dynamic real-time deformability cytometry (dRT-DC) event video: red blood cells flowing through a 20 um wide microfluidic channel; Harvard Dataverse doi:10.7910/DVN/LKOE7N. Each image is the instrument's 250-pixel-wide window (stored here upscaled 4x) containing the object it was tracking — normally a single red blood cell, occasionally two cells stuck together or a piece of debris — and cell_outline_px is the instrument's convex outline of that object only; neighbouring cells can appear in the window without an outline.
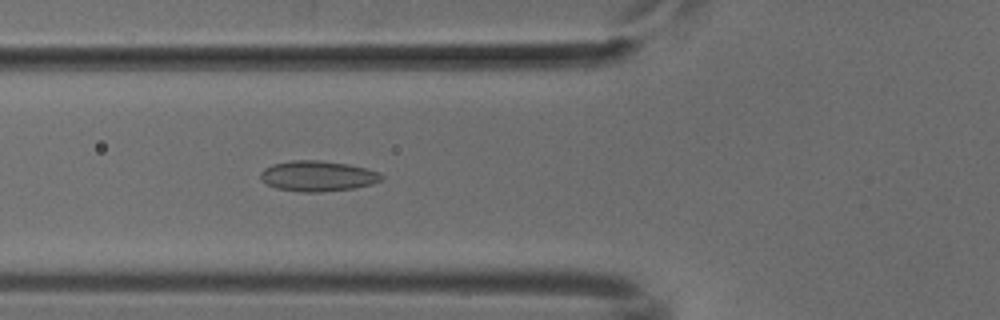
{"species": "common noctule bat (a hibernating species)", "species_latin": "Nyctalus noctula", "temperature_condition": "cold", "stored_images_in_passage": 48, "camera_frame_rate_fps": 3000, "um_per_image_px": 0.085, "animal": {"sex": "male", "body_mass_g": 18.8}, "frame": {"image": 1, "passage_image": 19, "time_ms": 6.0, "image_size_px": [1000, 320], "cell_outline_px": [[384, 176], [380, 180], [372, 184], [356, 188], [320, 192], [300, 192], [276, 188], [268, 184], [260, 176], [260, 172], [264, 168], [272, 164], [292, 160], [316, 160], [348, 164], [380, 172]], "centroid_in_image_um": [27.01, 14.96], "position_along_channel_um": 98.8, "area_um2": 21.44}}
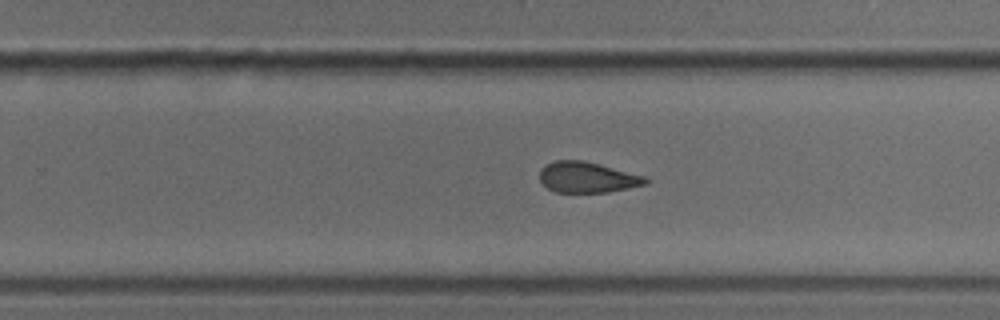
{"frame": {"image": 2, "passage_image": 33, "time_ms": 10.667, "image_size_px": [1000, 320], "cell_outline_px": [[648, 180], [644, 184], [628, 188], [608, 192], [556, 192], [548, 188], [540, 180], [540, 172], [548, 164], [556, 160], [584, 160], [600, 164], [644, 176]], "centroid_in_image_um": [49.91, 15.07], "position_along_channel_um": 279.9, "area_um2": 18.61}}
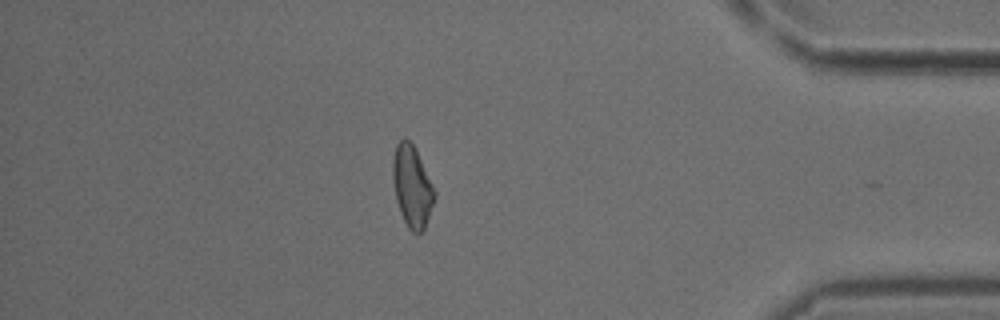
{"frame": {"image": 3, "passage_image": 45, "time_ms": 14.667, "image_size_px": [1000, 320], "cell_outline_px": [[436, 196], [424, 228], [416, 236], [408, 228], [400, 212], [396, 200], [392, 176], [392, 160], [396, 144], [404, 136], [412, 144], [436, 192]], "centroid_in_image_um": [35.0, 15.86], "position_along_channel_um": 400.2, "area_um2": 19.59}}